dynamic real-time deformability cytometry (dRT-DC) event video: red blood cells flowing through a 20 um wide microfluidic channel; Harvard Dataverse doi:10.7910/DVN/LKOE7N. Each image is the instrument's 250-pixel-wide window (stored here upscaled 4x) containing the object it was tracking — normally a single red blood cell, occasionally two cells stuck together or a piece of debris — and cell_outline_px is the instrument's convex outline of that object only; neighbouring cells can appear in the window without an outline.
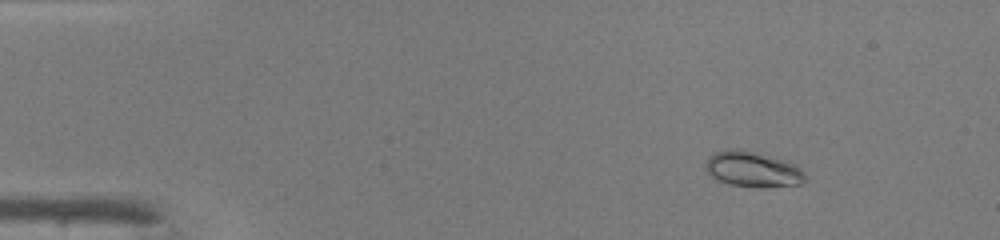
{"species": "common noctule bat (a hibernating species)", "species_latin": "Nyctalus noctula", "temperature_condition": "warm", "stored_images_in_passage": 47, "camera_frame_rate_fps": 3000, "um_per_image_px": 0.085, "animal": {"sex": "male", "body_mass_g": 19.0, "forearm_length_mm": 50.8}, "frame": {"image": 1, "passage_image": 6, "time_ms": 1.667, "image_size_px": [1000, 240], "cell_outline_px": [[808, 180], [800, 184], [764, 188], [760, 188], [728, 184], [716, 180], [704, 168], [704, 164], [708, 156], [716, 152], [728, 148], [740, 148], [776, 156], [788, 160], [796, 164], [804, 172]], "centroid_in_image_um": [64.01, 14.37], "position_along_channel_um": 21.0, "area_um2": 21.44}}
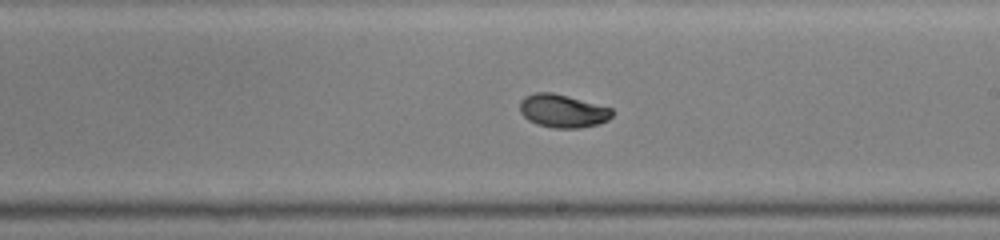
{"frame": {"image": 2, "passage_image": 28, "time_ms": 9.0, "image_size_px": [1000, 240], "cell_outline_px": [[612, 116], [608, 120], [600, 124], [580, 128], [552, 128], [528, 120], [520, 112], [520, 100], [524, 96], [536, 92], [552, 92], [568, 96], [612, 108]], "centroid_in_image_um": [47.83, 9.43], "position_along_channel_um": 241.2, "area_um2": 17.86}}
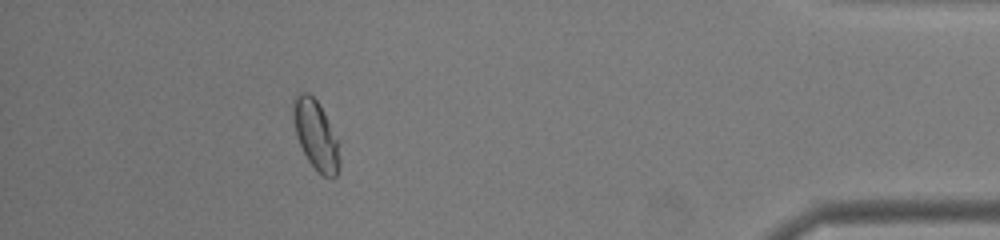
{"frame": {"image": 3, "passage_image": 43, "time_ms": 14.0, "image_size_px": [1000, 240], "cell_outline_px": [[340, 164], [336, 176], [324, 176], [316, 172], [308, 160], [296, 136], [292, 120], [292, 100], [300, 92], [308, 92], [316, 100], [340, 140]], "centroid_in_image_um": [26.85, 11.48], "position_along_channel_um": 408.3, "area_um2": 19.13}, "authors_computed_cell_mechanics": {"area_um2": 18.0336, "velocity_mm_per_s": 4.2994, "shape_relaxation_time_tau1_ms": 4.7158, "shape_relaxation_time_tau2_ms": null, "deformation_change_tau1": 0.1627, "deformation_change_tau2": null}}